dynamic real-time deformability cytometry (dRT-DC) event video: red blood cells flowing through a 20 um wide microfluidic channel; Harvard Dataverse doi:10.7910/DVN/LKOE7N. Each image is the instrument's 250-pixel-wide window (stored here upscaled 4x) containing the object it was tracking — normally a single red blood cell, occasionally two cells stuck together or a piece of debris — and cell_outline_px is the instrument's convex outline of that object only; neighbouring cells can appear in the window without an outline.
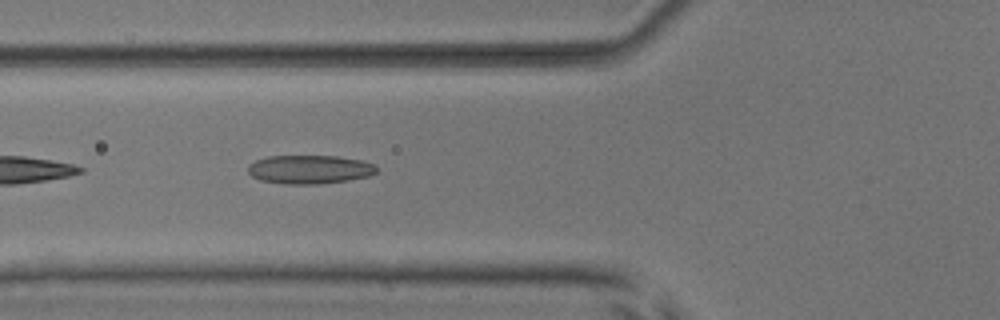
{"species": "common noctule bat (a hibernating species)", "species_latin": "Nyctalus noctula", "temperature_condition": "room temperature", "stored_images_in_passage": 11, "camera_frame_rate_fps": 3000, "um_per_image_px": 0.085, "animal": {"sex": "male", "body_mass_g": 17.9, "forearm_length_mm": 54.2}, "frame": {"image": 1, "passage_image": 4, "time_ms": 1.0, "image_size_px": [1000, 320], "cell_outline_px": [[376, 172], [368, 176], [348, 180], [320, 184], [288, 184], [260, 180], [252, 176], [248, 172], [248, 164], [256, 160], [268, 156], [336, 156], [360, 160], [376, 164]], "centroid_in_image_um": [26.3, 14.4], "position_along_channel_um": 99.5, "area_um2": 21.44}}
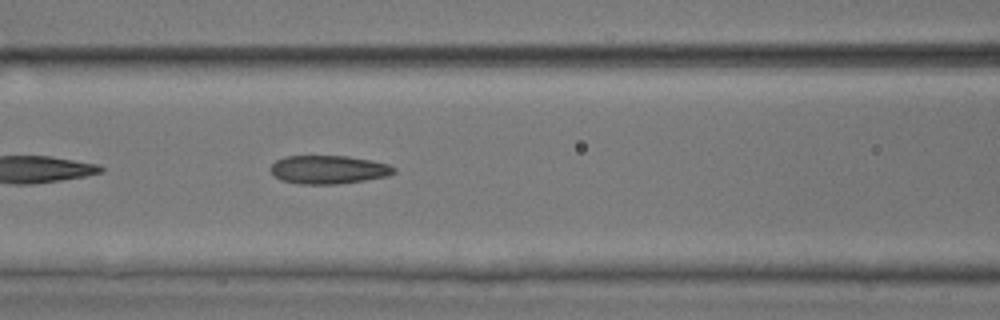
{"frame": {"image": 2, "passage_image": 7, "time_ms": 2.0, "image_size_px": [1000, 320], "cell_outline_px": [[396, 172], [388, 176], [364, 180], [336, 184], [300, 184], [280, 180], [268, 168], [276, 160], [284, 156], [348, 156], [372, 160], [388, 164], [396, 168]], "centroid_in_image_um": [27.92, 14.41], "position_along_channel_um": 138.7, "area_um2": 20.52}}